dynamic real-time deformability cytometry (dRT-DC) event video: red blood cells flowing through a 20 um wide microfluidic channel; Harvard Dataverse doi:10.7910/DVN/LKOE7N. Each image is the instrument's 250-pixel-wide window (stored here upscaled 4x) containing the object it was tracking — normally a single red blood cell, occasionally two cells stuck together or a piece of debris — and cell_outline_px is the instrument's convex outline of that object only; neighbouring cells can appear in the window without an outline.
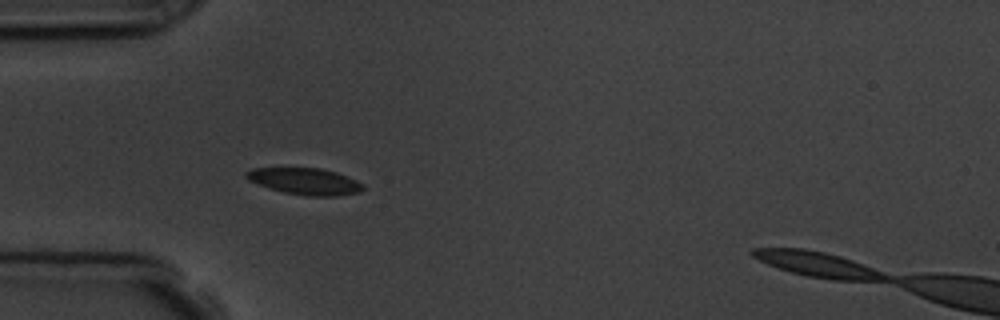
{"species": "common noctule bat (a hibernating species)", "species_latin": "Nyctalus noctula", "temperature_condition": "room temperature", "stored_images_in_passage": 6, "camera_frame_rate_fps": 3000, "um_per_image_px": 0.085, "animal": {"sex": "male", "body_mass_g": 19.5, "forearm_length_mm": 54.6}, "frame": {"image": 1, "passage_image": 5, "time_ms": 5.333, "image_size_px": [1000, 320], "cell_outline_px": [[364, 188], [360, 192], [336, 196], [308, 196], [284, 192], [268, 188], [248, 180], [244, 176], [244, 172], [252, 168], [320, 168], [336, 172], [356, 180], [364, 184]], "centroid_in_image_um": [25.9, 15.41], "position_along_channel_um": 59.1, "area_um2": 18.15}}